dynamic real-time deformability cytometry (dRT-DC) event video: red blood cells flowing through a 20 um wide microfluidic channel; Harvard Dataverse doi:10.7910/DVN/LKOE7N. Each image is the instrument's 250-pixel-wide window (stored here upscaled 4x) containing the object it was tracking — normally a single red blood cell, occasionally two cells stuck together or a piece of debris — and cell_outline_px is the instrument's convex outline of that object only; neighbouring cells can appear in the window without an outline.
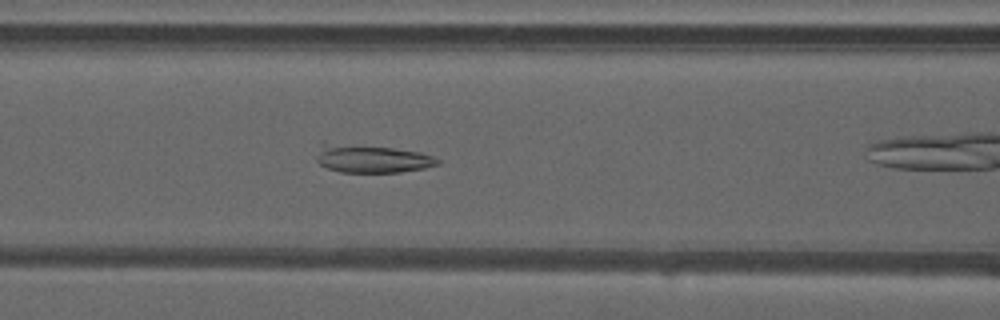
{"species": "common noctule bat (a hibernating species)", "species_latin": "Nyctalus noctula", "temperature_condition": "warm", "stored_images_in_passage": 29, "camera_frame_rate_fps": 3000, "um_per_image_px": 0.085, "animal": {"sex": "male", "forearm_length_mm": 52.5}, "frame": {"image": 1, "passage_image": 11, "time_ms": 3.333, "image_size_px": [1000, 320], "cell_outline_px": [[440, 164], [424, 168], [400, 172], [340, 172], [328, 168], [320, 164], [316, 160], [316, 156], [324, 140], [392, 148], [420, 152], [432, 156], [440, 160]], "centroid_in_image_um": [31.54, 13.46], "position_along_channel_um": 135.1, "area_um2": 20.11}}
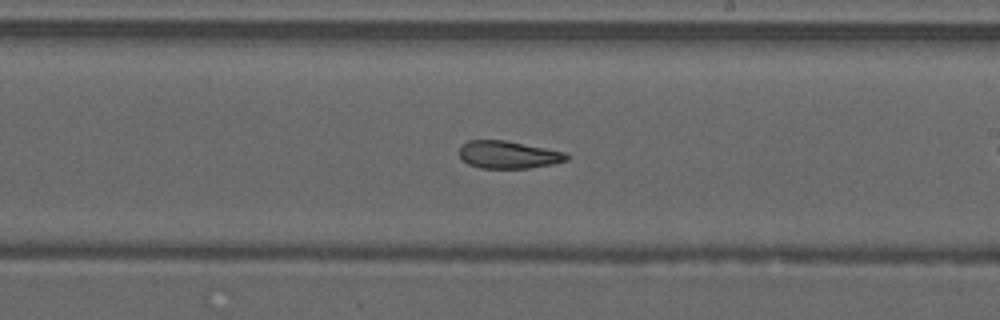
{"frame": {"image": 2, "passage_image": 19, "time_ms": 6.0, "image_size_px": [1000, 320], "cell_outline_px": [[572, 156], [568, 160], [552, 164], [528, 168], [480, 168], [468, 164], [460, 156], [460, 148], [468, 140], [504, 140], [564, 152]], "centroid_in_image_um": [43.23, 13.16], "position_along_channel_um": 245.8, "area_um2": 17.05}}
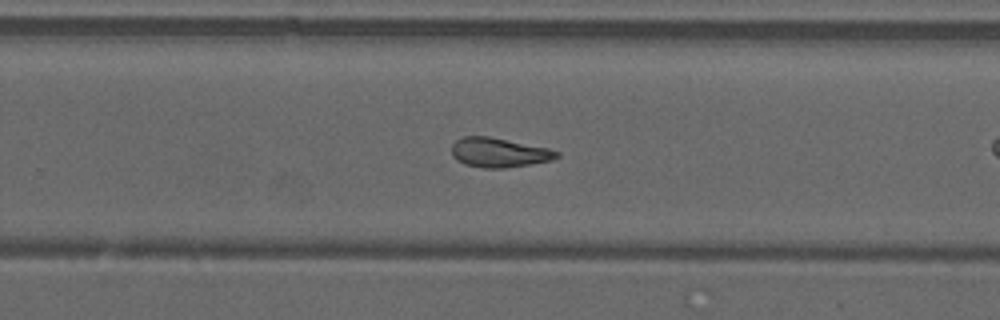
{"frame": {"image": 3, "passage_image": 22, "time_ms": 7.0, "image_size_px": [1000, 320], "cell_outline_px": [[560, 156], [552, 160], [504, 168], [484, 168], [464, 164], [456, 160], [452, 156], [452, 144], [456, 140], [464, 136], [488, 136], [548, 148], [560, 152]], "centroid_in_image_um": [42.39, 12.96], "position_along_channel_um": 287.4, "area_um2": 17.98}}